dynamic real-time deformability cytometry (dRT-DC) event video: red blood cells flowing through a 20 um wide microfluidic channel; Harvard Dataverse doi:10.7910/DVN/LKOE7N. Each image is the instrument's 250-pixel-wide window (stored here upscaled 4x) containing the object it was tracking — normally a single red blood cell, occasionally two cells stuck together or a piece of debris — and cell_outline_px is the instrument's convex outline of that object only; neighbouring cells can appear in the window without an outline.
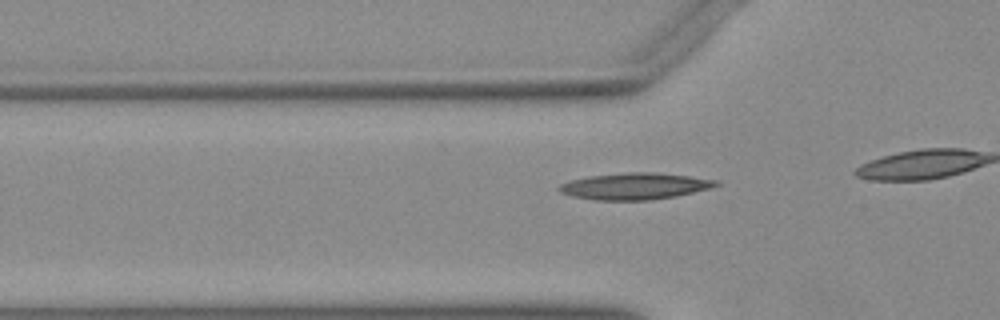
{"species": "Egyptian fruit bat (a non-hibernating species)", "species_latin": "Rousettus aegyptiacus", "temperature_condition": "warm", "stored_images_in_passage": 20, "camera_frame_rate_fps": 3000, "um_per_image_px": 0.085, "animal": {"sex": "female"}, "frame": {"image": 1, "passage_image": 12, "time_ms": 3.667, "image_size_px": [1000, 320], "cell_outline_px": [[720, 184], [712, 188], [676, 196], [648, 200], [596, 200], [572, 196], [560, 192], [556, 188], [560, 184], [572, 180], [588, 176], [628, 172], [656, 172], [720, 180]], "centroid_in_image_um": [53.98, 15.82], "position_along_channel_um": 71.8, "area_um2": 24.33}}